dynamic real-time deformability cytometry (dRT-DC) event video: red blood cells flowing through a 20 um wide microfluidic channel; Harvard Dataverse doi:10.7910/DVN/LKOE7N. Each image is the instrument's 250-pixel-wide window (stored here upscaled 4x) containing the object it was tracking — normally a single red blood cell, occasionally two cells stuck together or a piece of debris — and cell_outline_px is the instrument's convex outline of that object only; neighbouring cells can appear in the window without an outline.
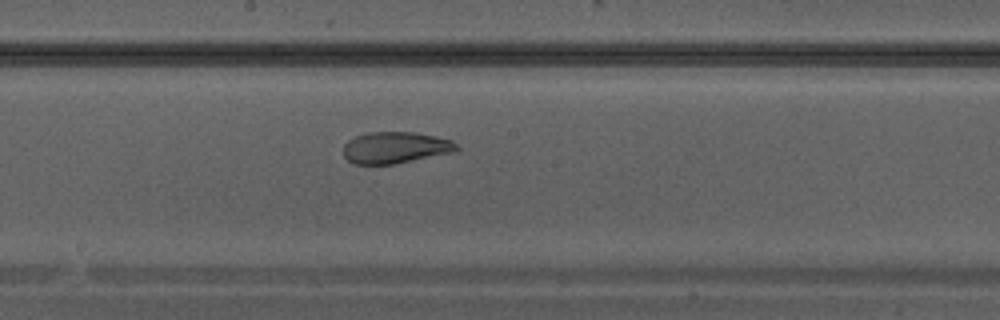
{"species": "Egyptian fruit bat (a non-hibernating species)", "species_latin": "Rousettus aegyptiacus", "temperature_condition": "warm", "stored_images_in_passage": 29, "camera_frame_rate_fps": 3000, "um_per_image_px": 0.085, "animal": {"sex": "male"}, "frame": {"image": 1, "passage_image": 13, "time_ms": 4.0, "image_size_px": [1000, 320], "cell_outline_px": [[460, 148], [456, 152], [392, 164], [356, 164], [348, 160], [344, 156], [344, 144], [348, 140], [356, 136], [368, 132], [416, 132], [436, 136], [452, 140]], "centroid_in_image_um": [33.63, 12.54], "position_along_channel_um": 214.6, "area_um2": 20.87}}